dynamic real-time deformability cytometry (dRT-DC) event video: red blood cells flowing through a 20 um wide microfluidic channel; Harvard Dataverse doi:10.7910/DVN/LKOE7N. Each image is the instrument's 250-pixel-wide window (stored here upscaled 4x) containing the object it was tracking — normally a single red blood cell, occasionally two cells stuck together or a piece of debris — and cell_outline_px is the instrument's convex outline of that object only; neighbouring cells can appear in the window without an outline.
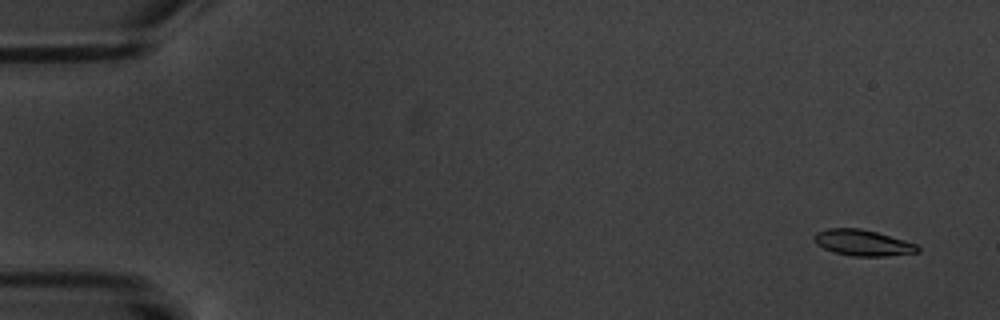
{"species": "common noctule bat (a hibernating species)", "species_latin": "Nyctalus noctula", "temperature_condition": "warm", "stored_images_in_passage": 10, "camera_frame_rate_fps": 3000, "um_per_image_px": 0.085, "animal": {"sex": "male", "body_mass_g": 20.1, "forearm_length_mm": 53.5}, "frame": {"image": 1, "passage_image": 1, "time_ms": 0.0, "image_size_px": [1000, 320], "cell_outline_px": [[920, 252], [884, 256], [852, 256], [836, 252], [824, 248], [816, 244], [812, 236], [816, 232], [828, 228], [860, 228], [876, 232], [904, 240], [916, 244], [920, 248]], "centroid_in_image_um": [73.32, 20.63], "position_along_channel_um": 11.7, "area_um2": 15.61}}
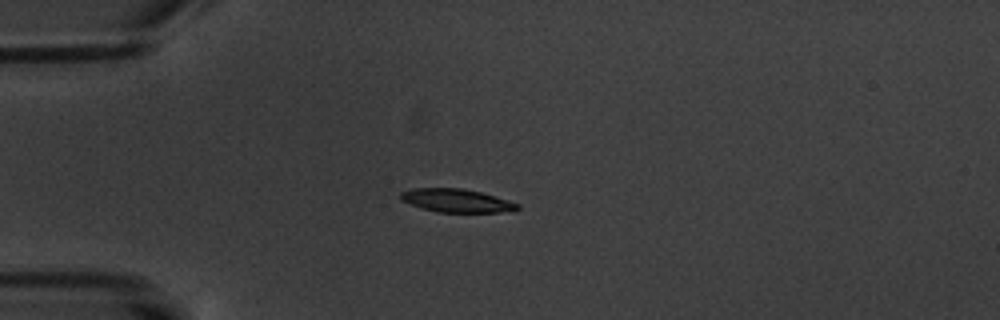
{"frame": {"image": 2, "passage_image": 5, "time_ms": 4.333, "image_size_px": [1000, 320], "cell_outline_px": [[520, 208], [500, 212], [436, 212], [400, 200], [400, 192], [412, 188], [464, 188], [480, 192], [508, 200], [520, 204]], "centroid_in_image_um": [38.78, 17.04], "position_along_channel_um": 46.2, "area_um2": 15.72}}